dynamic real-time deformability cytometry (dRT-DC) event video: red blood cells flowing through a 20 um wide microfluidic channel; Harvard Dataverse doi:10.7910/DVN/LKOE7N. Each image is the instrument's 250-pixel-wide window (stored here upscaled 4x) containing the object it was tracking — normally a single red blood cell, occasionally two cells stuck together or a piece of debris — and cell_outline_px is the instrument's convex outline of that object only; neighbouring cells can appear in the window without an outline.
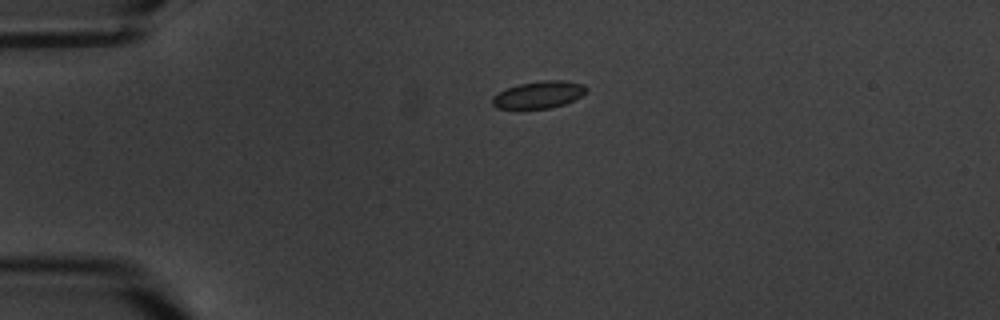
{"species": "common noctule bat (a hibernating species)", "species_latin": "Nyctalus noctula", "temperature_condition": "warm", "stored_images_in_passage": 3, "camera_frame_rate_fps": 3000, "um_per_image_px": 0.085, "animal": {"sex": "male", "body_mass_g": 20.1, "forearm_length_mm": 53.5}, "frame": {"image": 1, "passage_image": 2, "time_ms": 1.333, "image_size_px": [1000, 320], "cell_outline_px": [[588, 88], [580, 96], [564, 104], [548, 108], [496, 108], [492, 104], [492, 96], [508, 88], [520, 84], [544, 80], [564, 80], [584, 84]], "centroid_in_image_um": [45.8, 8.04], "position_along_channel_um": 39.2, "area_um2": 14.57}}